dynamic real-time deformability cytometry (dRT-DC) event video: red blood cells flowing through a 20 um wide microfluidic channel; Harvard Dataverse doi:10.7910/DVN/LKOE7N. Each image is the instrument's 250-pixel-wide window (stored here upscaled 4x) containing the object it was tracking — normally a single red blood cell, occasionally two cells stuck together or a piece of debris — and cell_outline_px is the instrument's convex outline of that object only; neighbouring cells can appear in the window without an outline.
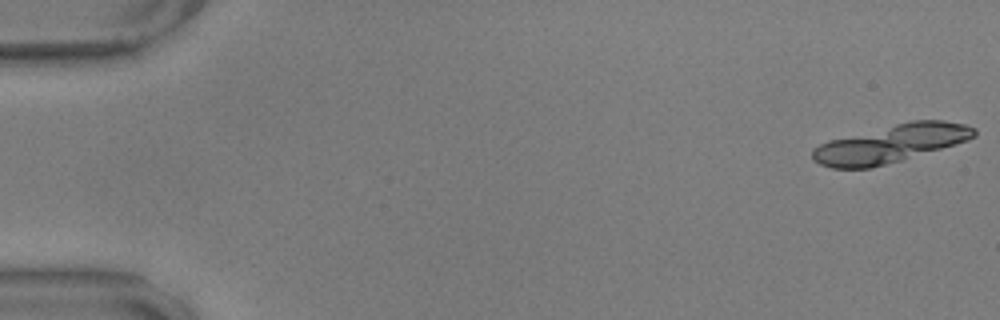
{"species": "common noctule bat (a hibernating species)", "species_latin": "Nyctalus noctula", "temperature_condition": "warm", "stored_images_in_passage": 22, "camera_frame_rate_fps": 3000, "um_per_image_px": 0.085, "animal": {"sex": "male", "body_mass_g": 17.9, "forearm_length_mm": 54.2}, "frame": {"image": 1, "passage_image": 1, "time_ms": 0.0, "image_size_px": [1000, 320], "cell_outline_px": [[976, 136], [968, 140], [900, 160], [868, 168], [832, 168], [820, 164], [812, 160], [812, 148], [828, 140], [912, 120], [944, 120], [964, 124], [976, 128]], "centroid_in_image_um": [75.69, 12.2], "position_along_channel_um": 9.3, "area_um2": 35.2}}